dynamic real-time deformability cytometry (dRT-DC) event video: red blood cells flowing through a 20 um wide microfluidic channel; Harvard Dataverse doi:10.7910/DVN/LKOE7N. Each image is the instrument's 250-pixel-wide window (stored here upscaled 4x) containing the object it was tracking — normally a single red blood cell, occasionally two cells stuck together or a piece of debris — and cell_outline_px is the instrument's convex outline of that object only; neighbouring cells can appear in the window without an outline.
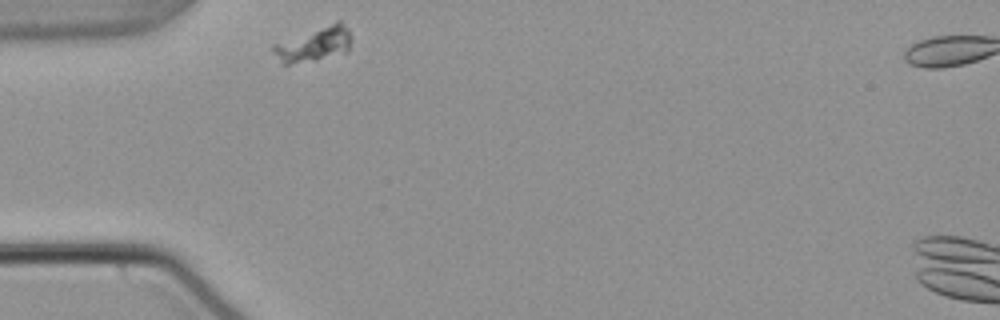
{"species": "common noctule bat (a hibernating species)", "species_latin": "Nyctalus noctula", "temperature_condition": "warm", "stored_images_in_passage": 43, "segment_of_instrument_passage": [1, 2], "camera_frame_rate_fps": 3000, "um_per_image_px": 0.085, "animal": {"sex": "male", "body_mass_g": 21.5, "forearm_length_mm": 52.0}, "frame": {"image": 1, "passage_image": 1, "time_ms": 0.0, "image_size_px": [1000, 320], "cell_outline_px": [[352, 40], [348, 52], [316, 60], [288, 64], [280, 64], [272, 48], [272, 44], [336, 20], [340, 20], [348, 28]], "centroid_in_image_um": [26.72, 3.74], "position_along_channel_um": 58.3, "area_um2": 16.01}}
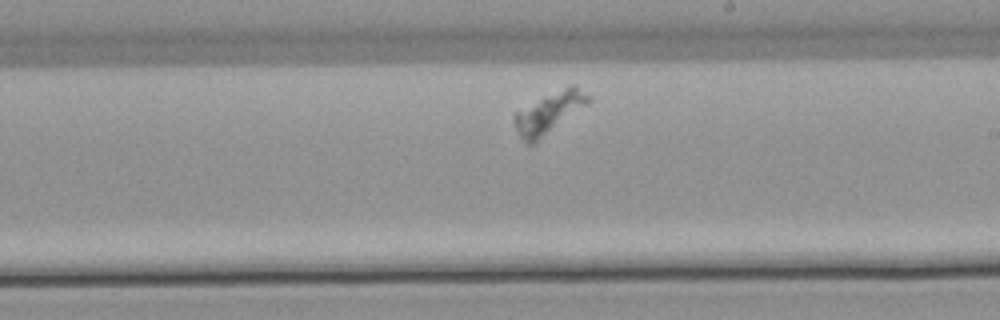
{"frame": {"image": 2, "passage_image": 18, "time_ms": 5.667, "image_size_px": [1000, 320], "cell_outline_px": [[592, 100], [588, 104], [532, 144], [528, 144], [516, 132], [512, 120], [516, 112], [568, 84], [576, 84]], "centroid_in_image_um": [46.68, 9.56], "position_along_channel_um": 242.3, "area_um2": 17.22}}
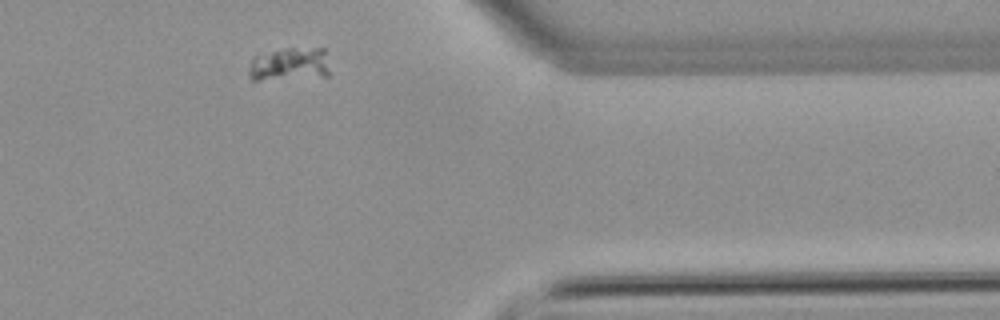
{"frame": {"image": 3, "passage_image": 32, "time_ms": 10.333, "image_size_px": [1000, 320], "cell_outline_px": [[328, 76], [256, 80], [252, 80], [248, 76], [248, 68], [252, 56], [256, 52], [284, 48], [324, 48], [328, 72]], "centroid_in_image_um": [24.49, 5.43], "position_along_channel_um": 386.9, "area_um2": 16.07}}